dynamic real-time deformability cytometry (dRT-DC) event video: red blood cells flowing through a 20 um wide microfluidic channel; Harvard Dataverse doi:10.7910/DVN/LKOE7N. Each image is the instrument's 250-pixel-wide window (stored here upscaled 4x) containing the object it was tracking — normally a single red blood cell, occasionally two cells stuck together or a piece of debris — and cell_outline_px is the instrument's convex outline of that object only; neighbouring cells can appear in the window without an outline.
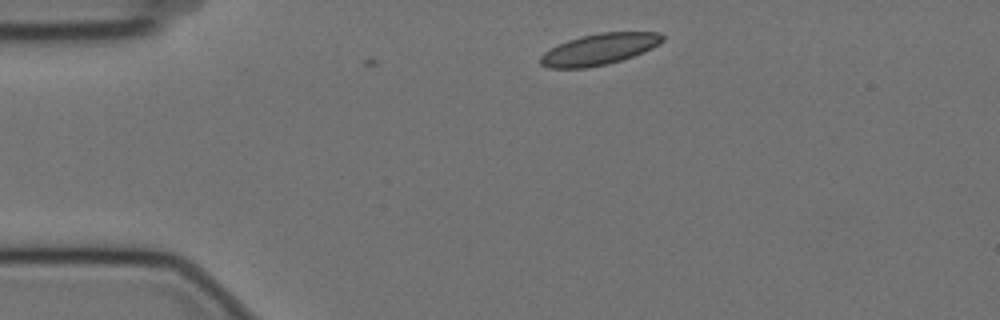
{"species": "Egyptian fruit bat (a non-hibernating species)", "species_latin": "Rousettus aegyptiacus", "temperature_condition": "cold", "stored_images_in_passage": 2, "camera_frame_rate_fps": 3000, "um_per_image_px": 0.085, "animal": {"sex": "female"}, "frame": {"image": 1, "passage_image": 2, "time_ms": 0.333, "image_size_px": [1000, 320], "cell_outline_px": [[664, 40], [652, 48], [644, 52], [608, 64], [584, 68], [548, 68], [540, 64], [540, 56], [544, 52], [568, 40], [600, 32], [660, 32], [664, 36]], "centroid_in_image_um": [50.95, 4.19], "position_along_channel_um": 34.1, "area_um2": 22.02}}